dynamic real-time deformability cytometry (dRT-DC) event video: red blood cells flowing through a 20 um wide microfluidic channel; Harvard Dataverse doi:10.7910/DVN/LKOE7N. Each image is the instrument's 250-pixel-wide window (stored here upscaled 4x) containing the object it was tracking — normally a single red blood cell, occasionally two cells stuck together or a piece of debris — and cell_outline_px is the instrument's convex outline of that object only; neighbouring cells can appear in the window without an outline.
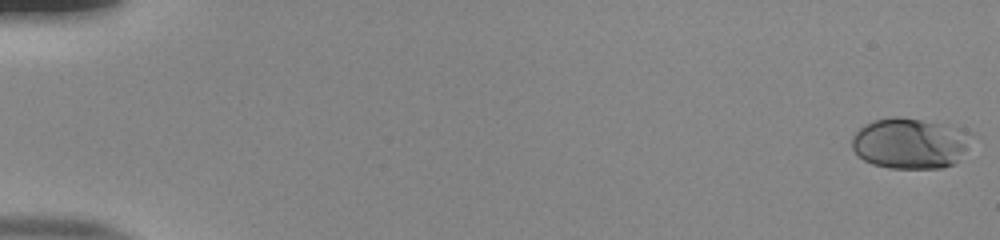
{"species": "human", "species_latin": "Homo sapiens", "temperature_condition": "room temperature", "stored_images_in_passage": 54, "camera_frame_rate_fps": 3000, "um_per_image_px": 0.085, "donor": {"sex": "male"}, "frame": {"image": 1, "passage_image": 1, "time_ms": 0.0, "image_size_px": [1000, 240], "cell_outline_px": [[972, 132], [968, 148], [956, 164], [940, 168], [888, 168], [872, 164], [864, 160], [852, 148], [852, 136], [864, 124], [872, 120], [888, 116], [900, 116], [948, 124], [964, 128]], "centroid_in_image_um": [77.39, 12.16], "position_along_channel_um": 7.6, "area_um2": 36.07}}
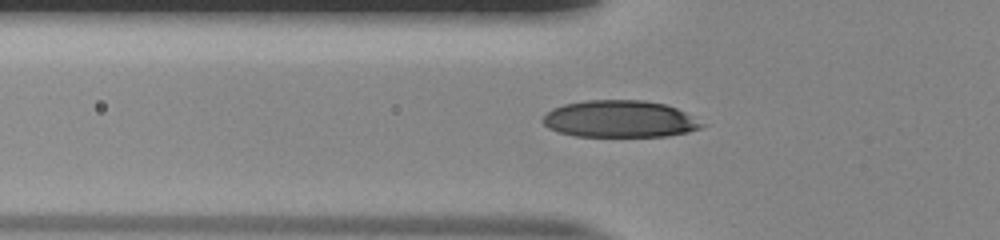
{"frame": {"image": 2, "passage_image": 20, "time_ms": 6.333, "image_size_px": [1000, 240], "cell_outline_px": [[708, 124], [700, 128], [688, 132], [668, 136], [576, 136], [560, 132], [548, 128], [540, 120], [552, 108], [564, 104], [584, 100], [644, 100], [664, 104], [676, 108]], "centroid_in_image_um": [52.69, 10.11], "position_along_channel_um": 73.1, "area_um2": 34.33}}
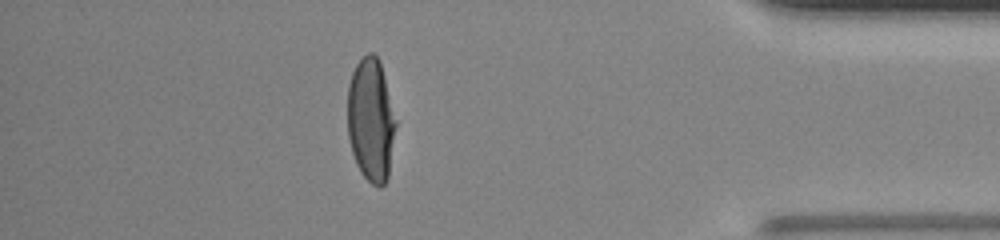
{"frame": {"image": 3, "passage_image": 48, "time_ms": 15.667, "image_size_px": [1000, 240], "cell_outline_px": [[396, 124], [388, 176], [384, 184], [380, 188], [372, 184], [360, 172], [356, 164], [352, 152], [348, 136], [348, 84], [352, 72], [356, 64], [368, 52], [372, 52], [380, 60], [396, 120]], "centroid_in_image_um": [31.52, 10.19], "position_along_channel_um": 403.7, "area_um2": 34.62}, "authors_computed_cell_mechanics": {"area_um2": 35.0268, "velocity_mm_per_s": 3.8963, "shape_relaxation_time_tau1_ms": 4.6281, "shape_relaxation_time_tau2_ms": null, "deformation_change_tau1": 0.2154, "deformation_change_tau2": null}}